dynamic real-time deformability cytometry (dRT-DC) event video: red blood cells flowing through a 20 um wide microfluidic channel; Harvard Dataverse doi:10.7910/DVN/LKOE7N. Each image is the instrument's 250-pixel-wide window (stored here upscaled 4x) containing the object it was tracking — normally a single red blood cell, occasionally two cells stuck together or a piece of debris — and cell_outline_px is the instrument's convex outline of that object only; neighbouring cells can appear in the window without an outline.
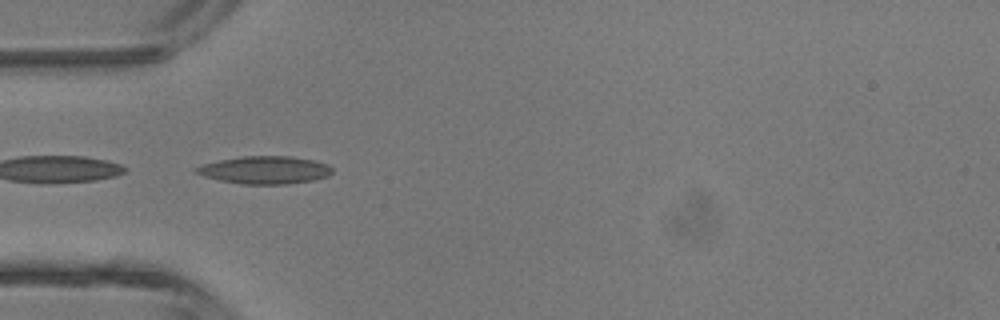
{"species": "common noctule bat (a hibernating species)", "species_latin": "Nyctalus noctula", "temperature_condition": "room temperature", "stored_images_in_passage": 4, "camera_frame_rate_fps": 3000, "um_per_image_px": 0.085, "animal": {"sex": "male", "body_mass_g": 13.3}, "frame": {"image": 1, "passage_image": 4, "time_ms": 3.333, "image_size_px": [1000, 320], "cell_outline_px": [[332, 172], [328, 176], [312, 180], [288, 184], [240, 184], [220, 180], [204, 176], [196, 172], [192, 168], [204, 164], [220, 160], [240, 156], [292, 156], [316, 160], [328, 164], [332, 168]], "centroid_in_image_um": [22.53, 14.44], "position_along_channel_um": 62.5, "area_um2": 22.02}}